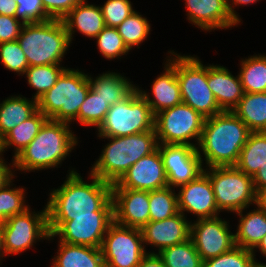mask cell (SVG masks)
<instances>
[{
    "mask_svg": "<svg viewBox=\"0 0 266 267\" xmlns=\"http://www.w3.org/2000/svg\"><path fill=\"white\" fill-rule=\"evenodd\" d=\"M50 193L47 216H95V211H113L112 184L90 174L91 183L75 170Z\"/></svg>",
    "mask_w": 266,
    "mask_h": 267,
    "instance_id": "cell-1",
    "label": "cell"
},
{
    "mask_svg": "<svg viewBox=\"0 0 266 267\" xmlns=\"http://www.w3.org/2000/svg\"><path fill=\"white\" fill-rule=\"evenodd\" d=\"M249 134L232 111H222L205 118L197 151L201 159L203 153L207 167L235 166Z\"/></svg>",
    "mask_w": 266,
    "mask_h": 267,
    "instance_id": "cell-2",
    "label": "cell"
},
{
    "mask_svg": "<svg viewBox=\"0 0 266 267\" xmlns=\"http://www.w3.org/2000/svg\"><path fill=\"white\" fill-rule=\"evenodd\" d=\"M69 126L48 119L29 145L13 158V168L29 172L57 167L78 142Z\"/></svg>",
    "mask_w": 266,
    "mask_h": 267,
    "instance_id": "cell-3",
    "label": "cell"
},
{
    "mask_svg": "<svg viewBox=\"0 0 266 267\" xmlns=\"http://www.w3.org/2000/svg\"><path fill=\"white\" fill-rule=\"evenodd\" d=\"M101 138L110 141L92 165L90 174L110 184L116 183L132 165L158 148L155 128L139 134Z\"/></svg>",
    "mask_w": 266,
    "mask_h": 267,
    "instance_id": "cell-4",
    "label": "cell"
},
{
    "mask_svg": "<svg viewBox=\"0 0 266 267\" xmlns=\"http://www.w3.org/2000/svg\"><path fill=\"white\" fill-rule=\"evenodd\" d=\"M17 41L29 67L60 64L72 43L60 19L24 24Z\"/></svg>",
    "mask_w": 266,
    "mask_h": 267,
    "instance_id": "cell-5",
    "label": "cell"
},
{
    "mask_svg": "<svg viewBox=\"0 0 266 267\" xmlns=\"http://www.w3.org/2000/svg\"><path fill=\"white\" fill-rule=\"evenodd\" d=\"M90 89L88 75L78 69L66 68L53 85L37 100V109L48 119L70 122L76 120L80 106Z\"/></svg>",
    "mask_w": 266,
    "mask_h": 267,
    "instance_id": "cell-6",
    "label": "cell"
},
{
    "mask_svg": "<svg viewBox=\"0 0 266 267\" xmlns=\"http://www.w3.org/2000/svg\"><path fill=\"white\" fill-rule=\"evenodd\" d=\"M155 116L137 88L124 100L110 106L97 128L98 137H121L154 129Z\"/></svg>",
    "mask_w": 266,
    "mask_h": 267,
    "instance_id": "cell-7",
    "label": "cell"
},
{
    "mask_svg": "<svg viewBox=\"0 0 266 267\" xmlns=\"http://www.w3.org/2000/svg\"><path fill=\"white\" fill-rule=\"evenodd\" d=\"M49 239L60 242L101 248L113 211H95V216H47Z\"/></svg>",
    "mask_w": 266,
    "mask_h": 267,
    "instance_id": "cell-8",
    "label": "cell"
},
{
    "mask_svg": "<svg viewBox=\"0 0 266 267\" xmlns=\"http://www.w3.org/2000/svg\"><path fill=\"white\" fill-rule=\"evenodd\" d=\"M176 77L180 84L183 103L204 118L222 112L207 85V66L203 65L199 58L176 54Z\"/></svg>",
    "mask_w": 266,
    "mask_h": 267,
    "instance_id": "cell-9",
    "label": "cell"
},
{
    "mask_svg": "<svg viewBox=\"0 0 266 267\" xmlns=\"http://www.w3.org/2000/svg\"><path fill=\"white\" fill-rule=\"evenodd\" d=\"M209 176L219 211L238 212L255 204L253 179L235 166L209 167Z\"/></svg>",
    "mask_w": 266,
    "mask_h": 267,
    "instance_id": "cell-10",
    "label": "cell"
},
{
    "mask_svg": "<svg viewBox=\"0 0 266 267\" xmlns=\"http://www.w3.org/2000/svg\"><path fill=\"white\" fill-rule=\"evenodd\" d=\"M205 118L185 103L165 109L155 115L154 128L158 144H199ZM196 139L197 144L189 140Z\"/></svg>",
    "mask_w": 266,
    "mask_h": 267,
    "instance_id": "cell-11",
    "label": "cell"
},
{
    "mask_svg": "<svg viewBox=\"0 0 266 267\" xmlns=\"http://www.w3.org/2000/svg\"><path fill=\"white\" fill-rule=\"evenodd\" d=\"M139 228L113 221L104 236L101 251L105 267H137L148 253Z\"/></svg>",
    "mask_w": 266,
    "mask_h": 267,
    "instance_id": "cell-12",
    "label": "cell"
},
{
    "mask_svg": "<svg viewBox=\"0 0 266 267\" xmlns=\"http://www.w3.org/2000/svg\"><path fill=\"white\" fill-rule=\"evenodd\" d=\"M3 249L7 255L18 254L30 249L39 239H48L47 206L41 212L24 213L9 217L1 224Z\"/></svg>",
    "mask_w": 266,
    "mask_h": 267,
    "instance_id": "cell-13",
    "label": "cell"
},
{
    "mask_svg": "<svg viewBox=\"0 0 266 267\" xmlns=\"http://www.w3.org/2000/svg\"><path fill=\"white\" fill-rule=\"evenodd\" d=\"M169 187L178 188L204 172L203 159L197 147L190 145L158 144Z\"/></svg>",
    "mask_w": 266,
    "mask_h": 267,
    "instance_id": "cell-14",
    "label": "cell"
},
{
    "mask_svg": "<svg viewBox=\"0 0 266 267\" xmlns=\"http://www.w3.org/2000/svg\"><path fill=\"white\" fill-rule=\"evenodd\" d=\"M220 217L197 219L191 223L190 239L202 261L230 251L234 246V233Z\"/></svg>",
    "mask_w": 266,
    "mask_h": 267,
    "instance_id": "cell-15",
    "label": "cell"
},
{
    "mask_svg": "<svg viewBox=\"0 0 266 267\" xmlns=\"http://www.w3.org/2000/svg\"><path fill=\"white\" fill-rule=\"evenodd\" d=\"M167 186V175L157 148L132 165L116 183L112 184V189L153 191Z\"/></svg>",
    "mask_w": 266,
    "mask_h": 267,
    "instance_id": "cell-16",
    "label": "cell"
},
{
    "mask_svg": "<svg viewBox=\"0 0 266 267\" xmlns=\"http://www.w3.org/2000/svg\"><path fill=\"white\" fill-rule=\"evenodd\" d=\"M179 188L177 201L181 213L190 212L197 215V219L214 218L220 214L209 176L205 172Z\"/></svg>",
    "mask_w": 266,
    "mask_h": 267,
    "instance_id": "cell-17",
    "label": "cell"
},
{
    "mask_svg": "<svg viewBox=\"0 0 266 267\" xmlns=\"http://www.w3.org/2000/svg\"><path fill=\"white\" fill-rule=\"evenodd\" d=\"M114 221L141 229L150 221L149 191L112 189Z\"/></svg>",
    "mask_w": 266,
    "mask_h": 267,
    "instance_id": "cell-18",
    "label": "cell"
},
{
    "mask_svg": "<svg viewBox=\"0 0 266 267\" xmlns=\"http://www.w3.org/2000/svg\"><path fill=\"white\" fill-rule=\"evenodd\" d=\"M191 222L180 211L172 217L160 221H149L140 230L143 242L155 246L158 253L167 247L190 239Z\"/></svg>",
    "mask_w": 266,
    "mask_h": 267,
    "instance_id": "cell-19",
    "label": "cell"
},
{
    "mask_svg": "<svg viewBox=\"0 0 266 267\" xmlns=\"http://www.w3.org/2000/svg\"><path fill=\"white\" fill-rule=\"evenodd\" d=\"M173 55L168 59L165 64V72L157 77L152 84V95L151 99L146 91L139 89V94L146 100L151 108L153 115L172 108L175 105L182 103L180 84L176 77V53L169 51Z\"/></svg>",
    "mask_w": 266,
    "mask_h": 267,
    "instance_id": "cell-20",
    "label": "cell"
},
{
    "mask_svg": "<svg viewBox=\"0 0 266 267\" xmlns=\"http://www.w3.org/2000/svg\"><path fill=\"white\" fill-rule=\"evenodd\" d=\"M189 22L204 31L237 26L226 0H185Z\"/></svg>",
    "mask_w": 266,
    "mask_h": 267,
    "instance_id": "cell-21",
    "label": "cell"
},
{
    "mask_svg": "<svg viewBox=\"0 0 266 267\" xmlns=\"http://www.w3.org/2000/svg\"><path fill=\"white\" fill-rule=\"evenodd\" d=\"M207 85L222 111H232L243 97L244 91L239 75L234 77L224 66H207Z\"/></svg>",
    "mask_w": 266,
    "mask_h": 267,
    "instance_id": "cell-22",
    "label": "cell"
},
{
    "mask_svg": "<svg viewBox=\"0 0 266 267\" xmlns=\"http://www.w3.org/2000/svg\"><path fill=\"white\" fill-rule=\"evenodd\" d=\"M70 42L76 29L83 35L95 38L105 27L100 6L88 4L86 0L77 4L63 19Z\"/></svg>",
    "mask_w": 266,
    "mask_h": 267,
    "instance_id": "cell-23",
    "label": "cell"
},
{
    "mask_svg": "<svg viewBox=\"0 0 266 267\" xmlns=\"http://www.w3.org/2000/svg\"><path fill=\"white\" fill-rule=\"evenodd\" d=\"M58 242L52 267H105L101 248Z\"/></svg>",
    "mask_w": 266,
    "mask_h": 267,
    "instance_id": "cell-24",
    "label": "cell"
},
{
    "mask_svg": "<svg viewBox=\"0 0 266 267\" xmlns=\"http://www.w3.org/2000/svg\"><path fill=\"white\" fill-rule=\"evenodd\" d=\"M238 211L240 217L237 232L234 233L235 246L253 250L266 234V212L260 208L251 210L243 215Z\"/></svg>",
    "mask_w": 266,
    "mask_h": 267,
    "instance_id": "cell-25",
    "label": "cell"
},
{
    "mask_svg": "<svg viewBox=\"0 0 266 267\" xmlns=\"http://www.w3.org/2000/svg\"><path fill=\"white\" fill-rule=\"evenodd\" d=\"M232 112L250 132H266V92L244 93Z\"/></svg>",
    "mask_w": 266,
    "mask_h": 267,
    "instance_id": "cell-26",
    "label": "cell"
},
{
    "mask_svg": "<svg viewBox=\"0 0 266 267\" xmlns=\"http://www.w3.org/2000/svg\"><path fill=\"white\" fill-rule=\"evenodd\" d=\"M90 88L110 106L127 98L136 86L120 73L106 72L93 79L88 76Z\"/></svg>",
    "mask_w": 266,
    "mask_h": 267,
    "instance_id": "cell-27",
    "label": "cell"
},
{
    "mask_svg": "<svg viewBox=\"0 0 266 267\" xmlns=\"http://www.w3.org/2000/svg\"><path fill=\"white\" fill-rule=\"evenodd\" d=\"M37 100L10 96L0 103V140L37 111Z\"/></svg>",
    "mask_w": 266,
    "mask_h": 267,
    "instance_id": "cell-28",
    "label": "cell"
},
{
    "mask_svg": "<svg viewBox=\"0 0 266 267\" xmlns=\"http://www.w3.org/2000/svg\"><path fill=\"white\" fill-rule=\"evenodd\" d=\"M48 118L37 110L30 118L13 128L0 140L1 153L14 146V156H17L37 136ZM5 149V150H4Z\"/></svg>",
    "mask_w": 266,
    "mask_h": 267,
    "instance_id": "cell-29",
    "label": "cell"
},
{
    "mask_svg": "<svg viewBox=\"0 0 266 267\" xmlns=\"http://www.w3.org/2000/svg\"><path fill=\"white\" fill-rule=\"evenodd\" d=\"M266 162V132H250L235 165L252 178Z\"/></svg>",
    "mask_w": 266,
    "mask_h": 267,
    "instance_id": "cell-30",
    "label": "cell"
},
{
    "mask_svg": "<svg viewBox=\"0 0 266 267\" xmlns=\"http://www.w3.org/2000/svg\"><path fill=\"white\" fill-rule=\"evenodd\" d=\"M238 75L244 93L266 92V56L253 55L242 59Z\"/></svg>",
    "mask_w": 266,
    "mask_h": 267,
    "instance_id": "cell-31",
    "label": "cell"
},
{
    "mask_svg": "<svg viewBox=\"0 0 266 267\" xmlns=\"http://www.w3.org/2000/svg\"><path fill=\"white\" fill-rule=\"evenodd\" d=\"M166 267H203V261L191 239L157 253Z\"/></svg>",
    "mask_w": 266,
    "mask_h": 267,
    "instance_id": "cell-32",
    "label": "cell"
},
{
    "mask_svg": "<svg viewBox=\"0 0 266 267\" xmlns=\"http://www.w3.org/2000/svg\"><path fill=\"white\" fill-rule=\"evenodd\" d=\"M60 64L30 66L24 72L31 88L36 90L32 97L38 100L45 92L56 84L57 78L65 70Z\"/></svg>",
    "mask_w": 266,
    "mask_h": 267,
    "instance_id": "cell-33",
    "label": "cell"
},
{
    "mask_svg": "<svg viewBox=\"0 0 266 267\" xmlns=\"http://www.w3.org/2000/svg\"><path fill=\"white\" fill-rule=\"evenodd\" d=\"M172 187L149 191L150 221H160L179 212L177 194Z\"/></svg>",
    "mask_w": 266,
    "mask_h": 267,
    "instance_id": "cell-34",
    "label": "cell"
},
{
    "mask_svg": "<svg viewBox=\"0 0 266 267\" xmlns=\"http://www.w3.org/2000/svg\"><path fill=\"white\" fill-rule=\"evenodd\" d=\"M150 26L147 18L142 17L140 13L134 11L116 29L127 48L132 50L134 46H137L138 49L140 48L139 45L150 33Z\"/></svg>",
    "mask_w": 266,
    "mask_h": 267,
    "instance_id": "cell-35",
    "label": "cell"
},
{
    "mask_svg": "<svg viewBox=\"0 0 266 267\" xmlns=\"http://www.w3.org/2000/svg\"><path fill=\"white\" fill-rule=\"evenodd\" d=\"M109 109L110 105L90 88L84 103L79 108L77 121L84 126L98 128Z\"/></svg>",
    "mask_w": 266,
    "mask_h": 267,
    "instance_id": "cell-36",
    "label": "cell"
},
{
    "mask_svg": "<svg viewBox=\"0 0 266 267\" xmlns=\"http://www.w3.org/2000/svg\"><path fill=\"white\" fill-rule=\"evenodd\" d=\"M13 178L0 188V224L4 223L9 217L24 213L29 205L25 204L24 189L10 188Z\"/></svg>",
    "mask_w": 266,
    "mask_h": 267,
    "instance_id": "cell-37",
    "label": "cell"
},
{
    "mask_svg": "<svg viewBox=\"0 0 266 267\" xmlns=\"http://www.w3.org/2000/svg\"><path fill=\"white\" fill-rule=\"evenodd\" d=\"M256 255L248 249L234 246L230 251L203 261V267H253Z\"/></svg>",
    "mask_w": 266,
    "mask_h": 267,
    "instance_id": "cell-38",
    "label": "cell"
},
{
    "mask_svg": "<svg viewBox=\"0 0 266 267\" xmlns=\"http://www.w3.org/2000/svg\"><path fill=\"white\" fill-rule=\"evenodd\" d=\"M94 39L97 40L99 51L106 59L119 58L130 51L114 27L106 26Z\"/></svg>",
    "mask_w": 266,
    "mask_h": 267,
    "instance_id": "cell-39",
    "label": "cell"
},
{
    "mask_svg": "<svg viewBox=\"0 0 266 267\" xmlns=\"http://www.w3.org/2000/svg\"><path fill=\"white\" fill-rule=\"evenodd\" d=\"M0 63L4 65L7 70L24 75V72L29 67L26 55L19 42H3L0 43Z\"/></svg>",
    "mask_w": 266,
    "mask_h": 267,
    "instance_id": "cell-40",
    "label": "cell"
},
{
    "mask_svg": "<svg viewBox=\"0 0 266 267\" xmlns=\"http://www.w3.org/2000/svg\"><path fill=\"white\" fill-rule=\"evenodd\" d=\"M107 27L116 28L135 10L130 0H107L100 6Z\"/></svg>",
    "mask_w": 266,
    "mask_h": 267,
    "instance_id": "cell-41",
    "label": "cell"
},
{
    "mask_svg": "<svg viewBox=\"0 0 266 267\" xmlns=\"http://www.w3.org/2000/svg\"><path fill=\"white\" fill-rule=\"evenodd\" d=\"M17 10L15 17L23 24L43 22L51 19L44 10L41 0H15ZM20 18V19H19Z\"/></svg>",
    "mask_w": 266,
    "mask_h": 267,
    "instance_id": "cell-42",
    "label": "cell"
},
{
    "mask_svg": "<svg viewBox=\"0 0 266 267\" xmlns=\"http://www.w3.org/2000/svg\"><path fill=\"white\" fill-rule=\"evenodd\" d=\"M84 0H41L45 13L51 19H63L77 4Z\"/></svg>",
    "mask_w": 266,
    "mask_h": 267,
    "instance_id": "cell-43",
    "label": "cell"
},
{
    "mask_svg": "<svg viewBox=\"0 0 266 267\" xmlns=\"http://www.w3.org/2000/svg\"><path fill=\"white\" fill-rule=\"evenodd\" d=\"M23 25L16 17L0 14V43L16 41Z\"/></svg>",
    "mask_w": 266,
    "mask_h": 267,
    "instance_id": "cell-44",
    "label": "cell"
},
{
    "mask_svg": "<svg viewBox=\"0 0 266 267\" xmlns=\"http://www.w3.org/2000/svg\"><path fill=\"white\" fill-rule=\"evenodd\" d=\"M137 267H166L161 257L153 252L147 253Z\"/></svg>",
    "mask_w": 266,
    "mask_h": 267,
    "instance_id": "cell-45",
    "label": "cell"
},
{
    "mask_svg": "<svg viewBox=\"0 0 266 267\" xmlns=\"http://www.w3.org/2000/svg\"><path fill=\"white\" fill-rule=\"evenodd\" d=\"M2 153L0 154V188H2L6 183H8L13 176H15L12 172L13 170L10 167H13V165L9 166L4 162V158H2Z\"/></svg>",
    "mask_w": 266,
    "mask_h": 267,
    "instance_id": "cell-46",
    "label": "cell"
},
{
    "mask_svg": "<svg viewBox=\"0 0 266 267\" xmlns=\"http://www.w3.org/2000/svg\"><path fill=\"white\" fill-rule=\"evenodd\" d=\"M259 0H226L229 12L232 16V18L239 24L241 22L238 14L234 10L237 5H248V4H253L254 2H258Z\"/></svg>",
    "mask_w": 266,
    "mask_h": 267,
    "instance_id": "cell-47",
    "label": "cell"
},
{
    "mask_svg": "<svg viewBox=\"0 0 266 267\" xmlns=\"http://www.w3.org/2000/svg\"><path fill=\"white\" fill-rule=\"evenodd\" d=\"M252 179L255 191L266 188V162L262 165V168L258 170Z\"/></svg>",
    "mask_w": 266,
    "mask_h": 267,
    "instance_id": "cell-48",
    "label": "cell"
},
{
    "mask_svg": "<svg viewBox=\"0 0 266 267\" xmlns=\"http://www.w3.org/2000/svg\"><path fill=\"white\" fill-rule=\"evenodd\" d=\"M16 10L15 0H0V14L15 17Z\"/></svg>",
    "mask_w": 266,
    "mask_h": 267,
    "instance_id": "cell-49",
    "label": "cell"
},
{
    "mask_svg": "<svg viewBox=\"0 0 266 267\" xmlns=\"http://www.w3.org/2000/svg\"><path fill=\"white\" fill-rule=\"evenodd\" d=\"M255 205L266 212V188L256 191Z\"/></svg>",
    "mask_w": 266,
    "mask_h": 267,
    "instance_id": "cell-50",
    "label": "cell"
},
{
    "mask_svg": "<svg viewBox=\"0 0 266 267\" xmlns=\"http://www.w3.org/2000/svg\"><path fill=\"white\" fill-rule=\"evenodd\" d=\"M259 249L260 253L263 254L264 257H266V234L265 236L261 239V241L258 243V245L252 250V252L255 254L254 251Z\"/></svg>",
    "mask_w": 266,
    "mask_h": 267,
    "instance_id": "cell-51",
    "label": "cell"
},
{
    "mask_svg": "<svg viewBox=\"0 0 266 267\" xmlns=\"http://www.w3.org/2000/svg\"><path fill=\"white\" fill-rule=\"evenodd\" d=\"M3 256H6V255L3 249V234H2L1 224H0V260L1 258H3Z\"/></svg>",
    "mask_w": 266,
    "mask_h": 267,
    "instance_id": "cell-52",
    "label": "cell"
},
{
    "mask_svg": "<svg viewBox=\"0 0 266 267\" xmlns=\"http://www.w3.org/2000/svg\"><path fill=\"white\" fill-rule=\"evenodd\" d=\"M253 267H266V264L261 263V262H256Z\"/></svg>",
    "mask_w": 266,
    "mask_h": 267,
    "instance_id": "cell-53",
    "label": "cell"
}]
</instances>
